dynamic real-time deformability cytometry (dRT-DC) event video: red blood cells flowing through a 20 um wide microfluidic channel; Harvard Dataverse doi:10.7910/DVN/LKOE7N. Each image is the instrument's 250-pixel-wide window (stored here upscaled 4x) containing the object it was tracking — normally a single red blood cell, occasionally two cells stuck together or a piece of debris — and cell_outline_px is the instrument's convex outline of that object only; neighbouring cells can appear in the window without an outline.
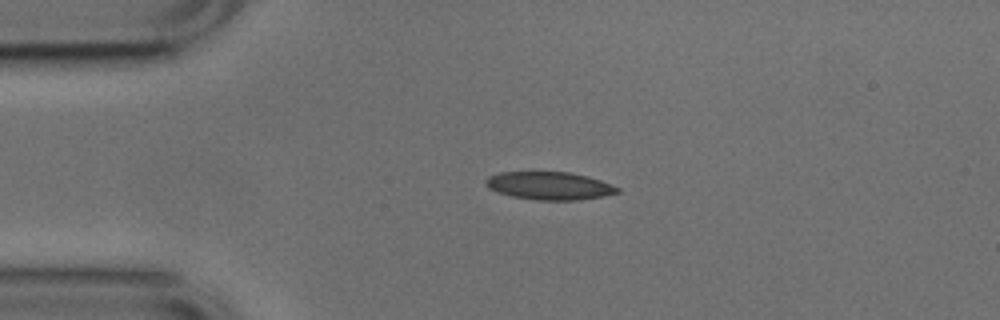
{"species": "common noctule bat (a hibernating species)", "species_latin": "Nyctalus noctula", "temperature_condition": "cold", "stored_images_in_passage": 13, "camera_frame_rate_fps": 3000, "um_per_image_px": 0.085, "animal": {"sex": "male", "body_mass_g": 17.9, "forearm_length_mm": 54.2}, "frame": {"image": 1, "passage_image": 1, "time_ms": 0.0, "image_size_px": [1000, 320], "cell_outline_px": [[620, 192], [604, 196], [576, 200], [536, 200], [512, 196], [488, 188], [484, 184], [484, 180], [488, 176], [500, 172], [568, 172], [588, 176], [600, 180], [620, 188]], "centroid_in_image_um": [46.69, 15.78], "position_along_channel_um": 38.3, "area_um2": 21.39}}